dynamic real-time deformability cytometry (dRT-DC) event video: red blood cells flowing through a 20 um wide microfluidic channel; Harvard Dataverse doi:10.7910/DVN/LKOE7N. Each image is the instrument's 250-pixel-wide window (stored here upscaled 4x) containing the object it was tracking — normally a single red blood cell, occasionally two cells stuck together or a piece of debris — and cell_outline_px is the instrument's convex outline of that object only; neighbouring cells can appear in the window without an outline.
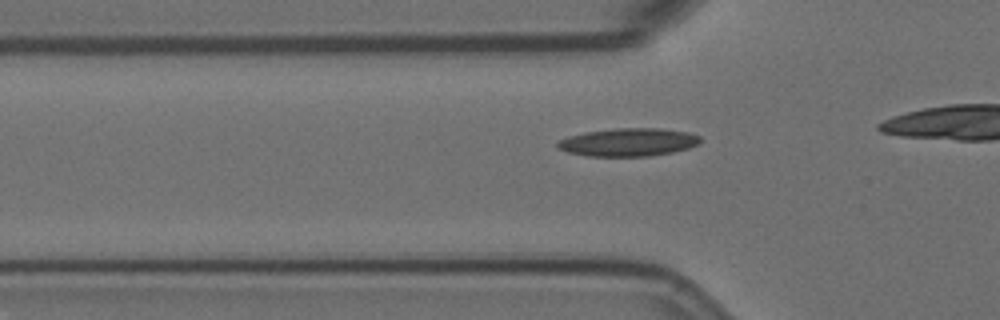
{"species": "Egyptian fruit bat (a non-hibernating species)", "species_latin": "Rousettus aegyptiacus", "temperature_condition": "room temperature", "stored_images_in_passage": 20, "camera_frame_rate_fps": 3000, "um_per_image_px": 0.085, "animal": {"sex": "female"}, "frame": {"image": 1, "passage_image": 14, "time_ms": 4.333, "image_size_px": [1000, 320], "cell_outline_px": [[700, 144], [688, 148], [672, 152], [648, 156], [588, 156], [568, 152], [556, 148], [556, 144], [560, 140], [568, 136], [584, 132], [616, 128], [660, 128], [688, 132], [700, 136]], "centroid_in_image_um": [53.4, 12.08], "position_along_channel_um": 72.4, "area_um2": 23.35}}
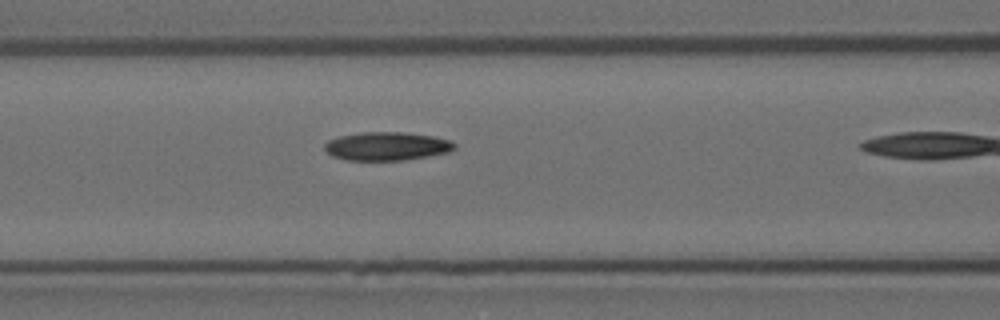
{"frame": {"image": 2, "passage_image": 19, "time_ms": 6.0, "image_size_px": [1000, 320], "cell_outline_px": [[456, 148], [448, 152], [428, 156], [404, 160], [348, 160], [332, 156], [324, 148], [324, 144], [328, 140], [340, 136], [360, 132], [404, 132], [432, 136], [452, 140], [456, 144]], "centroid_in_image_um": [32.89, 12.42], "position_along_channel_um": 133.7, "area_um2": 21.56}}